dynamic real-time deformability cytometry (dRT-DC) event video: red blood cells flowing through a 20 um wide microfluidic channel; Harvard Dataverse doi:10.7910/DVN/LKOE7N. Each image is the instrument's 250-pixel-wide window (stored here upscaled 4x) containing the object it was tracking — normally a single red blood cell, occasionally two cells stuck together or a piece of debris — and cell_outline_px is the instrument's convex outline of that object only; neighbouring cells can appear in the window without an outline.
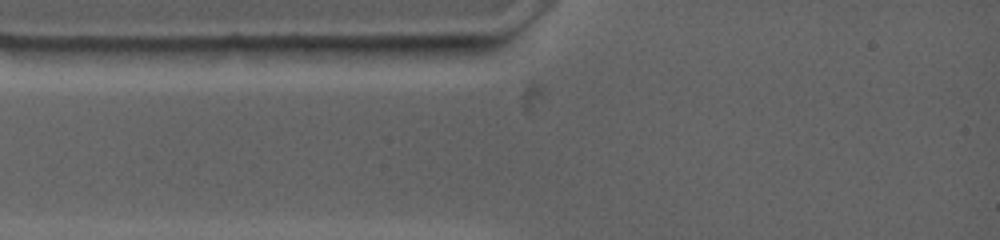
{"species": "common noctule bat (a hibernating species)", "species_latin": "Nyctalus noctula", "temperature_condition": "warm", "stored_images_in_passage": 2, "camera_frame_rate_fps": 4500, "um_per_image_px": 0.085, "animal": {"sex": "female", "body_mass_g": 19.0, "forearm_length_mm": 53.3}, "frame": {"image": 1, "passage_image": 1, "time_ms": 0.0, "image_size_px": [1000, 240], "cell_outline_px": [[436, 48], [416, 56], [292, 60], [272, 52], [264, 48], [436, 44]], "centroid_in_image_um": [29.92, 4.39], "position_along_channel_um": 55.1, "area_um2": 13.29}}